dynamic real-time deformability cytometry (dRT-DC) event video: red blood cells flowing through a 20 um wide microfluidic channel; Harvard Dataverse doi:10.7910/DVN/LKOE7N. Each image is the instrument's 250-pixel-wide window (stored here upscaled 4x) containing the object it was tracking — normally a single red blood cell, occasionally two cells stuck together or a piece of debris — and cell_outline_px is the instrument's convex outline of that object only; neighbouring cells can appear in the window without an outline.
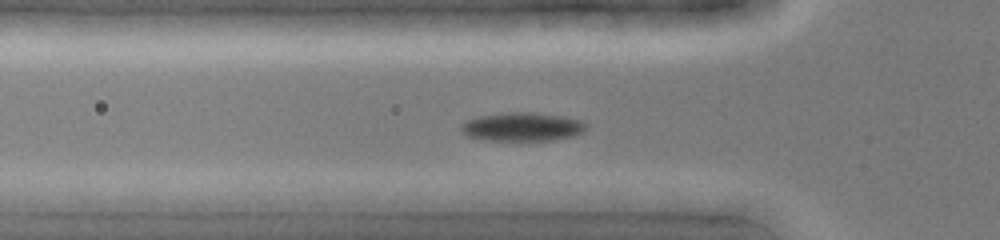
{"species": "common noctule bat (a hibernating species)", "species_latin": "Nyctalus noctula", "temperature_condition": "cold", "stored_images_in_passage": 32, "camera_frame_rate_fps": 3000, "um_per_image_px": 0.085, "animal": {"sex": "female", "body_mass_g": 19.0, "forearm_length_mm": 51.5}, "frame": {"image": 1, "passage_image": 4, "time_ms": 1.0, "image_size_px": [1000, 240], "cell_outline_px": [[588, 124], [584, 132], [572, 136], [552, 140], [488, 140], [468, 136], [460, 128], [460, 124], [464, 120], [480, 116], [508, 112], [532, 112], [560, 116], [584, 120]], "centroid_in_image_um": [44.41, 10.77], "position_along_channel_um": 81.4, "area_um2": 20.87}}
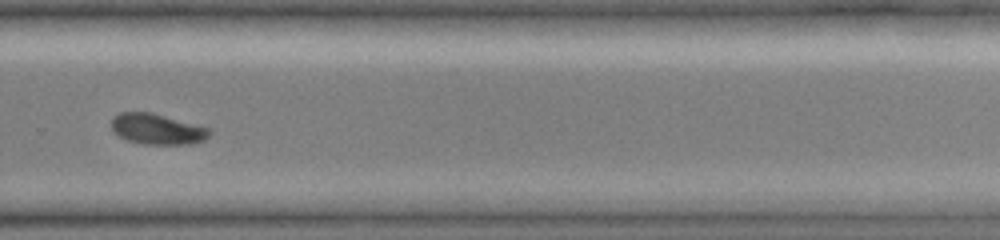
{"frame": {"image": 2, "passage_image": 20, "time_ms": 6.333, "image_size_px": [1000, 240], "cell_outline_px": [[212, 132], [204, 140], [192, 144], [144, 144], [128, 140], [112, 132], [112, 120], [120, 112], [152, 112], [212, 128]], "centroid_in_image_um": [13.41, 10.97], "position_along_channel_um": 316.4, "area_um2": 17.63}}
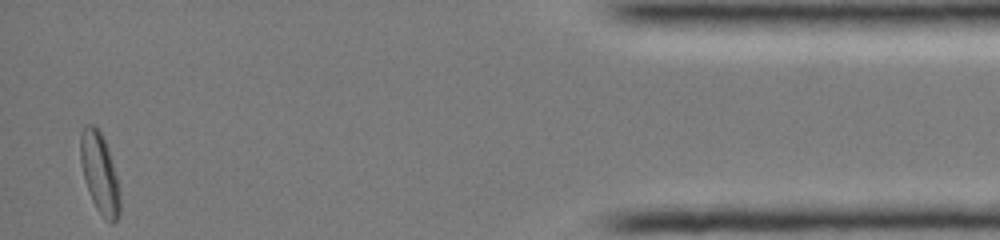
{"frame": {"image": 3, "passage_image": 32, "time_ms": 10.333, "image_size_px": [1000, 240], "cell_outline_px": [[120, 212], [116, 220], [112, 224], [108, 224], [104, 220], [96, 208], [92, 200], [84, 176], [80, 160], [80, 136], [84, 128], [88, 124], [92, 124], [100, 132], [108, 148], [120, 188]], "centroid_in_image_um": [8.49, 14.78], "position_along_channel_um": 426.7, "area_um2": 18.44}}